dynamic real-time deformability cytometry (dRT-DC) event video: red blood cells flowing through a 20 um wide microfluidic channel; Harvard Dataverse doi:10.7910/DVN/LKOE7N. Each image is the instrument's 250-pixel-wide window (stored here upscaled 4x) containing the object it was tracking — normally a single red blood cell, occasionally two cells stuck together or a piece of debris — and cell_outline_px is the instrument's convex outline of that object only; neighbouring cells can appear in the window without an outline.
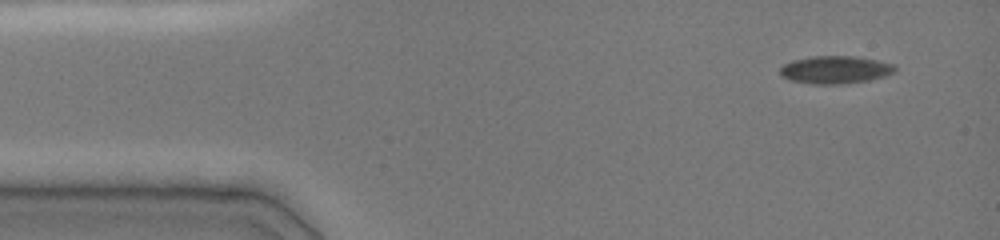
{"species": "common noctule bat (a hibernating species)", "species_latin": "Nyctalus noctula", "temperature_condition": "cold", "stored_images_in_passage": 30, "camera_frame_rate_fps": 3000, "um_per_image_px": 0.085, "animal": {"sex": "female", "body_mass_g": 19.0, "forearm_length_mm": 51.5}, "frame": {"image": 1, "passage_image": 1, "time_ms": 0.0, "image_size_px": [1000, 240], "cell_outline_px": [[896, 72], [884, 76], [868, 80], [836, 84], [816, 84], [792, 80], [784, 76], [780, 72], [780, 68], [784, 64], [792, 60], [812, 56], [860, 56], [896, 64]], "centroid_in_image_um": [71.06, 5.9], "position_along_channel_um": 13.9, "area_um2": 18.5}}
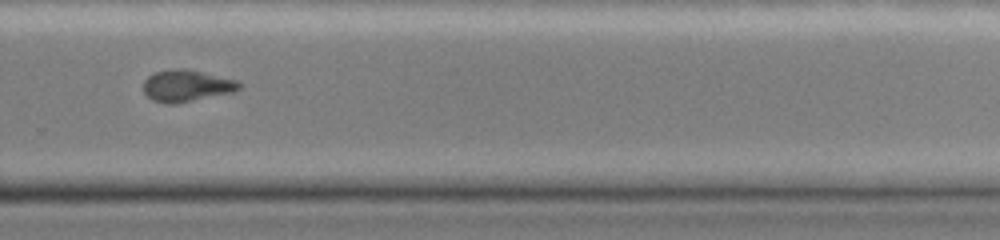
{"frame": {"image": 2, "passage_image": 17, "time_ms": 9.667, "image_size_px": [1000, 240], "cell_outline_px": [[240, 88], [232, 92], [172, 104], [168, 104], [152, 100], [144, 92], [144, 80], [148, 76], [156, 72], [172, 68], [184, 68], [236, 80], [240, 84]], "centroid_in_image_um": [15.81, 7.28], "position_along_channel_um": 314.0, "area_um2": 17.34}}
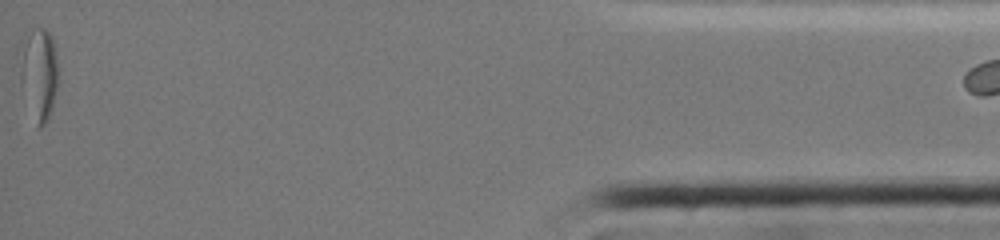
{"frame": {"image": 3, "passage_image": 29, "time_ms": 14.667, "image_size_px": [1000, 240], "cell_outline_px": [[56, 88], [52, 108], [44, 124], [40, 128], [16, 52], [20, 40], [40, 28], [44, 28], [52, 36], [56, 52]], "centroid_in_image_um": [3.33, 6.02], "position_along_channel_um": 431.9, "area_um2": 18.61}}